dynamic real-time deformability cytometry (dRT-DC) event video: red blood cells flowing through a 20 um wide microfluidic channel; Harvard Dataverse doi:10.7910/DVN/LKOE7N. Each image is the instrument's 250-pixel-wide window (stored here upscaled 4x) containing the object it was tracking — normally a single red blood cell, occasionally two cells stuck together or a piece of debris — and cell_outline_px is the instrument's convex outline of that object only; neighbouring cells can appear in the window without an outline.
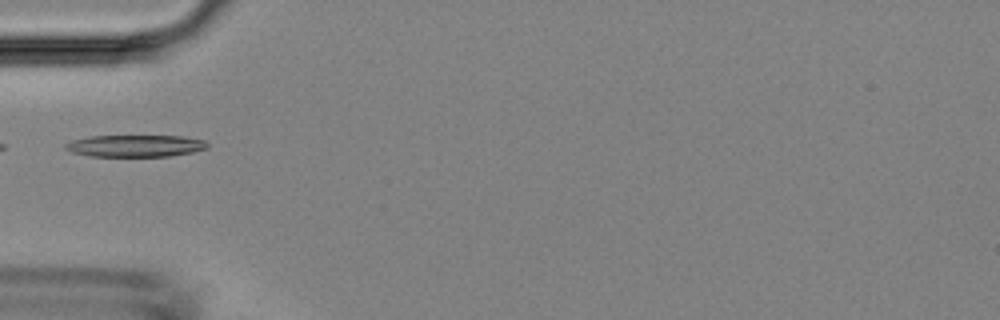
{"species": "Egyptian fruit bat (a non-hibernating species)", "species_latin": "Rousettus aegyptiacus", "temperature_condition": "room temperature", "stored_images_in_passage": 32, "camera_frame_rate_fps": 3000, "um_per_image_px": 0.085, "animal": {"sex": "female"}, "frame": {"image": 1, "passage_image": 1, "time_ms": 0.0, "image_size_px": [1000, 320], "cell_outline_px": [[208, 148], [192, 152], [168, 156], [88, 156], [72, 152], [64, 148], [64, 144], [72, 140], [88, 136], [184, 136], [204, 140], [208, 144]], "centroid_in_image_um": [11.48, 12.39], "position_along_channel_um": 73.5, "area_um2": 18.15}}